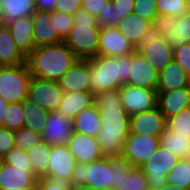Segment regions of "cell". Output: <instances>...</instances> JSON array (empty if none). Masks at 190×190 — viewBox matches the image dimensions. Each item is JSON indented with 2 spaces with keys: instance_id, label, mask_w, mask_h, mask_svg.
<instances>
[{
  "instance_id": "28",
  "label": "cell",
  "mask_w": 190,
  "mask_h": 190,
  "mask_svg": "<svg viewBox=\"0 0 190 190\" xmlns=\"http://www.w3.org/2000/svg\"><path fill=\"white\" fill-rule=\"evenodd\" d=\"M74 132L96 137L101 129V118L96 105L83 109L72 119Z\"/></svg>"
},
{
  "instance_id": "38",
  "label": "cell",
  "mask_w": 190,
  "mask_h": 190,
  "mask_svg": "<svg viewBox=\"0 0 190 190\" xmlns=\"http://www.w3.org/2000/svg\"><path fill=\"white\" fill-rule=\"evenodd\" d=\"M3 163L19 169H32L28 150L16 146L3 156Z\"/></svg>"
},
{
  "instance_id": "22",
  "label": "cell",
  "mask_w": 190,
  "mask_h": 190,
  "mask_svg": "<svg viewBox=\"0 0 190 190\" xmlns=\"http://www.w3.org/2000/svg\"><path fill=\"white\" fill-rule=\"evenodd\" d=\"M19 51L27 57L34 49L32 16H25L6 24Z\"/></svg>"
},
{
  "instance_id": "34",
  "label": "cell",
  "mask_w": 190,
  "mask_h": 190,
  "mask_svg": "<svg viewBox=\"0 0 190 190\" xmlns=\"http://www.w3.org/2000/svg\"><path fill=\"white\" fill-rule=\"evenodd\" d=\"M166 177L173 187L190 190V158L180 159Z\"/></svg>"
},
{
  "instance_id": "17",
  "label": "cell",
  "mask_w": 190,
  "mask_h": 190,
  "mask_svg": "<svg viewBox=\"0 0 190 190\" xmlns=\"http://www.w3.org/2000/svg\"><path fill=\"white\" fill-rule=\"evenodd\" d=\"M37 179L32 169H19L6 163L0 167V190H32Z\"/></svg>"
},
{
  "instance_id": "52",
  "label": "cell",
  "mask_w": 190,
  "mask_h": 190,
  "mask_svg": "<svg viewBox=\"0 0 190 190\" xmlns=\"http://www.w3.org/2000/svg\"><path fill=\"white\" fill-rule=\"evenodd\" d=\"M158 190H185V189H182L180 187H173L172 185L167 183L163 187L159 188Z\"/></svg>"
},
{
  "instance_id": "41",
  "label": "cell",
  "mask_w": 190,
  "mask_h": 190,
  "mask_svg": "<svg viewBox=\"0 0 190 190\" xmlns=\"http://www.w3.org/2000/svg\"><path fill=\"white\" fill-rule=\"evenodd\" d=\"M133 13L153 22L158 15L156 0H135Z\"/></svg>"
},
{
  "instance_id": "21",
  "label": "cell",
  "mask_w": 190,
  "mask_h": 190,
  "mask_svg": "<svg viewBox=\"0 0 190 190\" xmlns=\"http://www.w3.org/2000/svg\"><path fill=\"white\" fill-rule=\"evenodd\" d=\"M78 163H90L103 157L96 137L74 132L67 143Z\"/></svg>"
},
{
  "instance_id": "48",
  "label": "cell",
  "mask_w": 190,
  "mask_h": 190,
  "mask_svg": "<svg viewBox=\"0 0 190 190\" xmlns=\"http://www.w3.org/2000/svg\"><path fill=\"white\" fill-rule=\"evenodd\" d=\"M110 0H82V9L97 16Z\"/></svg>"
},
{
  "instance_id": "44",
  "label": "cell",
  "mask_w": 190,
  "mask_h": 190,
  "mask_svg": "<svg viewBox=\"0 0 190 190\" xmlns=\"http://www.w3.org/2000/svg\"><path fill=\"white\" fill-rule=\"evenodd\" d=\"M174 50V60L190 76V43L176 47Z\"/></svg>"
},
{
  "instance_id": "5",
  "label": "cell",
  "mask_w": 190,
  "mask_h": 190,
  "mask_svg": "<svg viewBox=\"0 0 190 190\" xmlns=\"http://www.w3.org/2000/svg\"><path fill=\"white\" fill-rule=\"evenodd\" d=\"M111 157L90 163H76L70 179L73 190H112Z\"/></svg>"
},
{
  "instance_id": "25",
  "label": "cell",
  "mask_w": 190,
  "mask_h": 190,
  "mask_svg": "<svg viewBox=\"0 0 190 190\" xmlns=\"http://www.w3.org/2000/svg\"><path fill=\"white\" fill-rule=\"evenodd\" d=\"M94 99L95 95L91 91L64 93L57 111L73 119L83 109L94 105Z\"/></svg>"
},
{
  "instance_id": "16",
  "label": "cell",
  "mask_w": 190,
  "mask_h": 190,
  "mask_svg": "<svg viewBox=\"0 0 190 190\" xmlns=\"http://www.w3.org/2000/svg\"><path fill=\"white\" fill-rule=\"evenodd\" d=\"M34 31V48L63 42L56 29V18L53 12L36 11L32 15Z\"/></svg>"
},
{
  "instance_id": "9",
  "label": "cell",
  "mask_w": 190,
  "mask_h": 190,
  "mask_svg": "<svg viewBox=\"0 0 190 190\" xmlns=\"http://www.w3.org/2000/svg\"><path fill=\"white\" fill-rule=\"evenodd\" d=\"M152 26L160 31L162 38L174 48L190 43V11L181 17L158 14Z\"/></svg>"
},
{
  "instance_id": "7",
  "label": "cell",
  "mask_w": 190,
  "mask_h": 190,
  "mask_svg": "<svg viewBox=\"0 0 190 190\" xmlns=\"http://www.w3.org/2000/svg\"><path fill=\"white\" fill-rule=\"evenodd\" d=\"M31 79L27 63L0 66V96L8 103L22 102L27 97Z\"/></svg>"
},
{
  "instance_id": "1",
  "label": "cell",
  "mask_w": 190,
  "mask_h": 190,
  "mask_svg": "<svg viewBox=\"0 0 190 190\" xmlns=\"http://www.w3.org/2000/svg\"><path fill=\"white\" fill-rule=\"evenodd\" d=\"M94 104L101 118V129L96 136L101 154L120 158L125 138L130 133V116L122 107L119 90L96 93Z\"/></svg>"
},
{
  "instance_id": "8",
  "label": "cell",
  "mask_w": 190,
  "mask_h": 190,
  "mask_svg": "<svg viewBox=\"0 0 190 190\" xmlns=\"http://www.w3.org/2000/svg\"><path fill=\"white\" fill-rule=\"evenodd\" d=\"M180 158L161 146L139 168L146 175L149 190H158L167 184V174L178 163Z\"/></svg>"
},
{
  "instance_id": "15",
  "label": "cell",
  "mask_w": 190,
  "mask_h": 190,
  "mask_svg": "<svg viewBox=\"0 0 190 190\" xmlns=\"http://www.w3.org/2000/svg\"><path fill=\"white\" fill-rule=\"evenodd\" d=\"M130 133L160 136L167 127V119L159 107L130 116Z\"/></svg>"
},
{
  "instance_id": "54",
  "label": "cell",
  "mask_w": 190,
  "mask_h": 190,
  "mask_svg": "<svg viewBox=\"0 0 190 190\" xmlns=\"http://www.w3.org/2000/svg\"><path fill=\"white\" fill-rule=\"evenodd\" d=\"M2 2H3V0H0V18H1Z\"/></svg>"
},
{
  "instance_id": "40",
  "label": "cell",
  "mask_w": 190,
  "mask_h": 190,
  "mask_svg": "<svg viewBox=\"0 0 190 190\" xmlns=\"http://www.w3.org/2000/svg\"><path fill=\"white\" fill-rule=\"evenodd\" d=\"M36 188L38 190H73L70 181L61 177H40L37 179Z\"/></svg>"
},
{
  "instance_id": "20",
  "label": "cell",
  "mask_w": 190,
  "mask_h": 190,
  "mask_svg": "<svg viewBox=\"0 0 190 190\" xmlns=\"http://www.w3.org/2000/svg\"><path fill=\"white\" fill-rule=\"evenodd\" d=\"M129 84L146 89H156L159 72L138 52L132 53Z\"/></svg>"
},
{
  "instance_id": "42",
  "label": "cell",
  "mask_w": 190,
  "mask_h": 190,
  "mask_svg": "<svg viewBox=\"0 0 190 190\" xmlns=\"http://www.w3.org/2000/svg\"><path fill=\"white\" fill-rule=\"evenodd\" d=\"M110 2L116 13V27L123 18L134 12L135 0H110Z\"/></svg>"
},
{
  "instance_id": "2",
  "label": "cell",
  "mask_w": 190,
  "mask_h": 190,
  "mask_svg": "<svg viewBox=\"0 0 190 190\" xmlns=\"http://www.w3.org/2000/svg\"><path fill=\"white\" fill-rule=\"evenodd\" d=\"M78 60L64 42L35 47L26 57L32 77L50 81H59Z\"/></svg>"
},
{
  "instance_id": "13",
  "label": "cell",
  "mask_w": 190,
  "mask_h": 190,
  "mask_svg": "<svg viewBox=\"0 0 190 190\" xmlns=\"http://www.w3.org/2000/svg\"><path fill=\"white\" fill-rule=\"evenodd\" d=\"M73 133L72 119L58 111H53L48 114L41 137L51 146H63L67 145Z\"/></svg>"
},
{
  "instance_id": "47",
  "label": "cell",
  "mask_w": 190,
  "mask_h": 190,
  "mask_svg": "<svg viewBox=\"0 0 190 190\" xmlns=\"http://www.w3.org/2000/svg\"><path fill=\"white\" fill-rule=\"evenodd\" d=\"M80 9H82V0H58L55 6V11L72 16Z\"/></svg>"
},
{
  "instance_id": "35",
  "label": "cell",
  "mask_w": 190,
  "mask_h": 190,
  "mask_svg": "<svg viewBox=\"0 0 190 190\" xmlns=\"http://www.w3.org/2000/svg\"><path fill=\"white\" fill-rule=\"evenodd\" d=\"M25 117L22 102L9 103L3 116L2 127L12 131L24 127Z\"/></svg>"
},
{
  "instance_id": "33",
  "label": "cell",
  "mask_w": 190,
  "mask_h": 190,
  "mask_svg": "<svg viewBox=\"0 0 190 190\" xmlns=\"http://www.w3.org/2000/svg\"><path fill=\"white\" fill-rule=\"evenodd\" d=\"M51 145L41 140L28 150L32 172L37 177L47 176V167L51 152Z\"/></svg>"
},
{
  "instance_id": "32",
  "label": "cell",
  "mask_w": 190,
  "mask_h": 190,
  "mask_svg": "<svg viewBox=\"0 0 190 190\" xmlns=\"http://www.w3.org/2000/svg\"><path fill=\"white\" fill-rule=\"evenodd\" d=\"M22 104L25 117L24 127L42 135L49 112L27 98L22 101Z\"/></svg>"
},
{
  "instance_id": "53",
  "label": "cell",
  "mask_w": 190,
  "mask_h": 190,
  "mask_svg": "<svg viewBox=\"0 0 190 190\" xmlns=\"http://www.w3.org/2000/svg\"><path fill=\"white\" fill-rule=\"evenodd\" d=\"M188 11H190V0H187Z\"/></svg>"
},
{
  "instance_id": "45",
  "label": "cell",
  "mask_w": 190,
  "mask_h": 190,
  "mask_svg": "<svg viewBox=\"0 0 190 190\" xmlns=\"http://www.w3.org/2000/svg\"><path fill=\"white\" fill-rule=\"evenodd\" d=\"M54 18H56V29L58 34L65 39L74 26L72 15L54 11Z\"/></svg>"
},
{
  "instance_id": "24",
  "label": "cell",
  "mask_w": 190,
  "mask_h": 190,
  "mask_svg": "<svg viewBox=\"0 0 190 190\" xmlns=\"http://www.w3.org/2000/svg\"><path fill=\"white\" fill-rule=\"evenodd\" d=\"M190 88V76L173 59L160 73L157 91Z\"/></svg>"
},
{
  "instance_id": "11",
  "label": "cell",
  "mask_w": 190,
  "mask_h": 190,
  "mask_svg": "<svg viewBox=\"0 0 190 190\" xmlns=\"http://www.w3.org/2000/svg\"><path fill=\"white\" fill-rule=\"evenodd\" d=\"M123 109L129 116L151 110L157 106L158 92L156 89H146L130 84L119 89Z\"/></svg>"
},
{
  "instance_id": "49",
  "label": "cell",
  "mask_w": 190,
  "mask_h": 190,
  "mask_svg": "<svg viewBox=\"0 0 190 190\" xmlns=\"http://www.w3.org/2000/svg\"><path fill=\"white\" fill-rule=\"evenodd\" d=\"M111 168L113 171L112 190H119L121 180V157H111Z\"/></svg>"
},
{
  "instance_id": "55",
  "label": "cell",
  "mask_w": 190,
  "mask_h": 190,
  "mask_svg": "<svg viewBox=\"0 0 190 190\" xmlns=\"http://www.w3.org/2000/svg\"><path fill=\"white\" fill-rule=\"evenodd\" d=\"M2 164H3V157L0 156V167L2 166Z\"/></svg>"
},
{
  "instance_id": "18",
  "label": "cell",
  "mask_w": 190,
  "mask_h": 190,
  "mask_svg": "<svg viewBox=\"0 0 190 190\" xmlns=\"http://www.w3.org/2000/svg\"><path fill=\"white\" fill-rule=\"evenodd\" d=\"M91 64L79 59L58 81L64 93L91 91Z\"/></svg>"
},
{
  "instance_id": "23",
  "label": "cell",
  "mask_w": 190,
  "mask_h": 190,
  "mask_svg": "<svg viewBox=\"0 0 190 190\" xmlns=\"http://www.w3.org/2000/svg\"><path fill=\"white\" fill-rule=\"evenodd\" d=\"M157 106L166 119L190 107V88H181L170 91H157Z\"/></svg>"
},
{
  "instance_id": "51",
  "label": "cell",
  "mask_w": 190,
  "mask_h": 190,
  "mask_svg": "<svg viewBox=\"0 0 190 190\" xmlns=\"http://www.w3.org/2000/svg\"><path fill=\"white\" fill-rule=\"evenodd\" d=\"M8 104L9 103L2 96H0V127H2L3 116L4 113H6V108Z\"/></svg>"
},
{
  "instance_id": "29",
  "label": "cell",
  "mask_w": 190,
  "mask_h": 190,
  "mask_svg": "<svg viewBox=\"0 0 190 190\" xmlns=\"http://www.w3.org/2000/svg\"><path fill=\"white\" fill-rule=\"evenodd\" d=\"M159 138L160 146L165 150L177 155L180 159L190 158V138L186 135L177 134L167 126Z\"/></svg>"
},
{
  "instance_id": "14",
  "label": "cell",
  "mask_w": 190,
  "mask_h": 190,
  "mask_svg": "<svg viewBox=\"0 0 190 190\" xmlns=\"http://www.w3.org/2000/svg\"><path fill=\"white\" fill-rule=\"evenodd\" d=\"M135 52L136 48L118 28H100L97 56L117 57Z\"/></svg>"
},
{
  "instance_id": "3",
  "label": "cell",
  "mask_w": 190,
  "mask_h": 190,
  "mask_svg": "<svg viewBox=\"0 0 190 190\" xmlns=\"http://www.w3.org/2000/svg\"><path fill=\"white\" fill-rule=\"evenodd\" d=\"M88 60L91 64L90 90L94 95L129 84L132 53L117 57L96 56Z\"/></svg>"
},
{
  "instance_id": "6",
  "label": "cell",
  "mask_w": 190,
  "mask_h": 190,
  "mask_svg": "<svg viewBox=\"0 0 190 190\" xmlns=\"http://www.w3.org/2000/svg\"><path fill=\"white\" fill-rule=\"evenodd\" d=\"M135 48L159 73L174 59L173 47L153 26L146 31Z\"/></svg>"
},
{
  "instance_id": "46",
  "label": "cell",
  "mask_w": 190,
  "mask_h": 190,
  "mask_svg": "<svg viewBox=\"0 0 190 190\" xmlns=\"http://www.w3.org/2000/svg\"><path fill=\"white\" fill-rule=\"evenodd\" d=\"M14 131L0 127V156H4L15 147Z\"/></svg>"
},
{
  "instance_id": "12",
  "label": "cell",
  "mask_w": 190,
  "mask_h": 190,
  "mask_svg": "<svg viewBox=\"0 0 190 190\" xmlns=\"http://www.w3.org/2000/svg\"><path fill=\"white\" fill-rule=\"evenodd\" d=\"M64 95L58 81L41 80L32 77L27 99L48 112L57 111Z\"/></svg>"
},
{
  "instance_id": "4",
  "label": "cell",
  "mask_w": 190,
  "mask_h": 190,
  "mask_svg": "<svg viewBox=\"0 0 190 190\" xmlns=\"http://www.w3.org/2000/svg\"><path fill=\"white\" fill-rule=\"evenodd\" d=\"M72 18L74 26L63 42L78 59L88 60L96 57L100 35L96 16L80 9Z\"/></svg>"
},
{
  "instance_id": "50",
  "label": "cell",
  "mask_w": 190,
  "mask_h": 190,
  "mask_svg": "<svg viewBox=\"0 0 190 190\" xmlns=\"http://www.w3.org/2000/svg\"><path fill=\"white\" fill-rule=\"evenodd\" d=\"M58 0H35L37 11L53 12Z\"/></svg>"
},
{
  "instance_id": "19",
  "label": "cell",
  "mask_w": 190,
  "mask_h": 190,
  "mask_svg": "<svg viewBox=\"0 0 190 190\" xmlns=\"http://www.w3.org/2000/svg\"><path fill=\"white\" fill-rule=\"evenodd\" d=\"M77 161L67 145L52 146L46 177L64 178L70 181Z\"/></svg>"
},
{
  "instance_id": "27",
  "label": "cell",
  "mask_w": 190,
  "mask_h": 190,
  "mask_svg": "<svg viewBox=\"0 0 190 190\" xmlns=\"http://www.w3.org/2000/svg\"><path fill=\"white\" fill-rule=\"evenodd\" d=\"M151 26L152 22L150 20L133 13L123 18L116 28L136 47Z\"/></svg>"
},
{
  "instance_id": "37",
  "label": "cell",
  "mask_w": 190,
  "mask_h": 190,
  "mask_svg": "<svg viewBox=\"0 0 190 190\" xmlns=\"http://www.w3.org/2000/svg\"><path fill=\"white\" fill-rule=\"evenodd\" d=\"M167 126L176 131L177 134L186 135L187 138H190V107L168 118Z\"/></svg>"
},
{
  "instance_id": "10",
  "label": "cell",
  "mask_w": 190,
  "mask_h": 190,
  "mask_svg": "<svg viewBox=\"0 0 190 190\" xmlns=\"http://www.w3.org/2000/svg\"><path fill=\"white\" fill-rule=\"evenodd\" d=\"M159 147V136L129 133L125 138L121 158L127 161L132 167H140L149 160Z\"/></svg>"
},
{
  "instance_id": "36",
  "label": "cell",
  "mask_w": 190,
  "mask_h": 190,
  "mask_svg": "<svg viewBox=\"0 0 190 190\" xmlns=\"http://www.w3.org/2000/svg\"><path fill=\"white\" fill-rule=\"evenodd\" d=\"M156 6L158 14L176 18L188 12L187 0H156Z\"/></svg>"
},
{
  "instance_id": "26",
  "label": "cell",
  "mask_w": 190,
  "mask_h": 190,
  "mask_svg": "<svg viewBox=\"0 0 190 190\" xmlns=\"http://www.w3.org/2000/svg\"><path fill=\"white\" fill-rule=\"evenodd\" d=\"M26 63V57L17 48L6 24L0 23V66Z\"/></svg>"
},
{
  "instance_id": "30",
  "label": "cell",
  "mask_w": 190,
  "mask_h": 190,
  "mask_svg": "<svg viewBox=\"0 0 190 190\" xmlns=\"http://www.w3.org/2000/svg\"><path fill=\"white\" fill-rule=\"evenodd\" d=\"M37 11L35 0H3L0 23L7 24Z\"/></svg>"
},
{
  "instance_id": "31",
  "label": "cell",
  "mask_w": 190,
  "mask_h": 190,
  "mask_svg": "<svg viewBox=\"0 0 190 190\" xmlns=\"http://www.w3.org/2000/svg\"><path fill=\"white\" fill-rule=\"evenodd\" d=\"M119 190H149L146 175L139 167H132L121 158V180Z\"/></svg>"
},
{
  "instance_id": "39",
  "label": "cell",
  "mask_w": 190,
  "mask_h": 190,
  "mask_svg": "<svg viewBox=\"0 0 190 190\" xmlns=\"http://www.w3.org/2000/svg\"><path fill=\"white\" fill-rule=\"evenodd\" d=\"M15 146L20 147L23 150H29L34 145L42 140L40 134L29 130L26 127H22L19 130L14 131Z\"/></svg>"
},
{
  "instance_id": "43",
  "label": "cell",
  "mask_w": 190,
  "mask_h": 190,
  "mask_svg": "<svg viewBox=\"0 0 190 190\" xmlns=\"http://www.w3.org/2000/svg\"><path fill=\"white\" fill-rule=\"evenodd\" d=\"M105 8L96 16L97 24L100 28H115L116 27V13L109 1Z\"/></svg>"
}]
</instances>
